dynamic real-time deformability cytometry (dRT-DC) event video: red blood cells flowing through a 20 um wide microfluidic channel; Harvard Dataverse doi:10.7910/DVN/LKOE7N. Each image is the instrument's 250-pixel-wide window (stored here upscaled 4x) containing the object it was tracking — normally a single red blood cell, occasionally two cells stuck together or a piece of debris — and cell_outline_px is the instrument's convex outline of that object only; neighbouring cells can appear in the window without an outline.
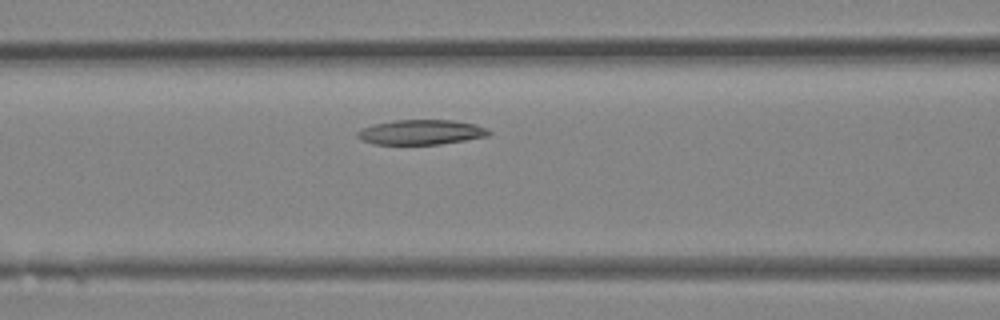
{"species": "Egyptian fruit bat (a non-hibernating species)", "species_latin": "Rousettus aegyptiacus", "temperature_condition": "room temperature", "stored_images_in_passage": 3, "camera_frame_rate_fps": 3000, "um_per_image_px": 0.085, "animal": {"sex": "female"}, "frame": {"image": 1, "passage_image": 3, "time_ms": 0.667, "image_size_px": [1000, 320], "cell_outline_px": [[492, 132], [488, 136], [440, 144], [376, 144], [360, 140], [356, 136], [356, 132], [360, 128], [372, 124], [396, 120], [452, 120], [476, 124], [488, 128]], "centroid_in_image_um": [35.77, 11.23], "position_along_channel_um": 130.8, "area_um2": 19.19}}